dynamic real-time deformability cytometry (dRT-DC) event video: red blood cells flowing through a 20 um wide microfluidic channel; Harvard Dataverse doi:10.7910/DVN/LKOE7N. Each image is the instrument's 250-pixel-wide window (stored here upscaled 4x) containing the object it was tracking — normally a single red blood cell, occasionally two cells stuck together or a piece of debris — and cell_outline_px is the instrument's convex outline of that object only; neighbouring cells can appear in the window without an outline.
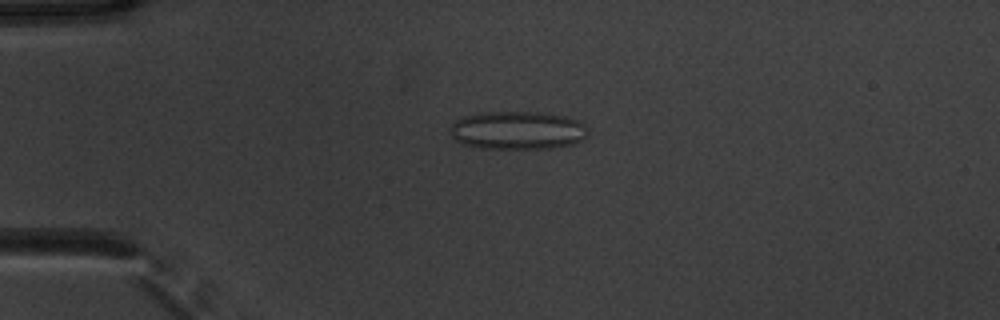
{"species": "common noctule bat (a hibernating species)", "species_latin": "Nyctalus noctula", "temperature_condition": "warm", "stored_images_in_passage": 52, "camera_frame_rate_fps": 3000, "um_per_image_px": 0.085, "animal": {"sex": "male", "body_mass_g": 20.1, "forearm_length_mm": 53.5}, "frame": {"image": 1, "passage_image": 13, "time_ms": 4.0, "image_size_px": [1000, 320], "cell_outline_px": [[588, 136], [584, 140], [572, 144], [552, 148], [480, 148], [460, 144], [452, 136], [448, 128], [456, 120], [464, 116], [476, 112], [548, 112], [568, 116], [584, 124], [588, 128]], "centroid_in_image_um": [44.0, 11.07], "position_along_channel_um": 41.0, "area_um2": 31.27}}
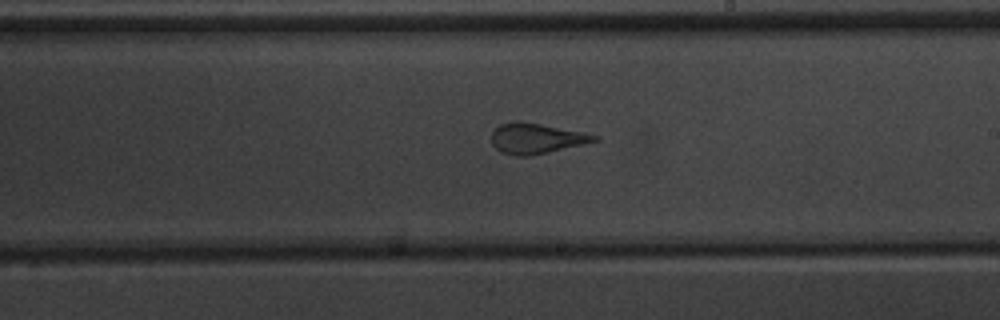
{"frame": {"image": 2, "passage_image": 31, "time_ms": 10.0, "image_size_px": [1000, 320], "cell_outline_px": [[600, 140], [584, 144], [548, 152], [528, 156], [516, 156], [500, 152], [492, 144], [492, 132], [500, 124], [512, 120], [520, 120], [588, 132], [596, 136]], "centroid_in_image_um": [45.59, 11.74], "position_along_channel_um": 243.4, "area_um2": 18.5}}
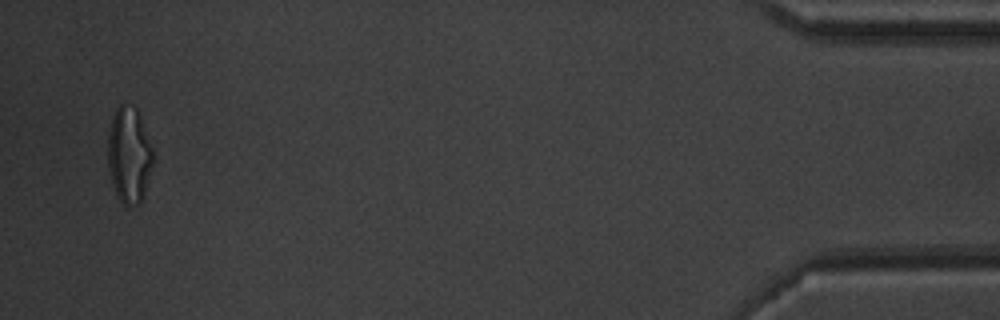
{"frame": {"image": 3, "passage_image": 51, "time_ms": 16.667, "image_size_px": [1000, 320], "cell_outline_px": [[152, 164], [144, 196], [140, 204], [136, 208], [128, 208], [116, 196], [112, 184], [108, 168], [108, 132], [112, 116], [116, 108], [120, 104], [124, 104], [136, 108], [140, 112], [152, 148]], "centroid_in_image_um": [10.96, 13.21], "position_along_channel_um": 424.2, "area_um2": 25.72}, "authors_computed_cell_mechanics": {"area_um2": 22.6576, "velocity_mm_per_s": 3.8725, "shape_relaxation_time_tau1_ms": null, "shape_relaxation_time_tau2_ms": 0.8414, "deformation_change_tau1": null, "deformation_change_tau2": 0.1}}